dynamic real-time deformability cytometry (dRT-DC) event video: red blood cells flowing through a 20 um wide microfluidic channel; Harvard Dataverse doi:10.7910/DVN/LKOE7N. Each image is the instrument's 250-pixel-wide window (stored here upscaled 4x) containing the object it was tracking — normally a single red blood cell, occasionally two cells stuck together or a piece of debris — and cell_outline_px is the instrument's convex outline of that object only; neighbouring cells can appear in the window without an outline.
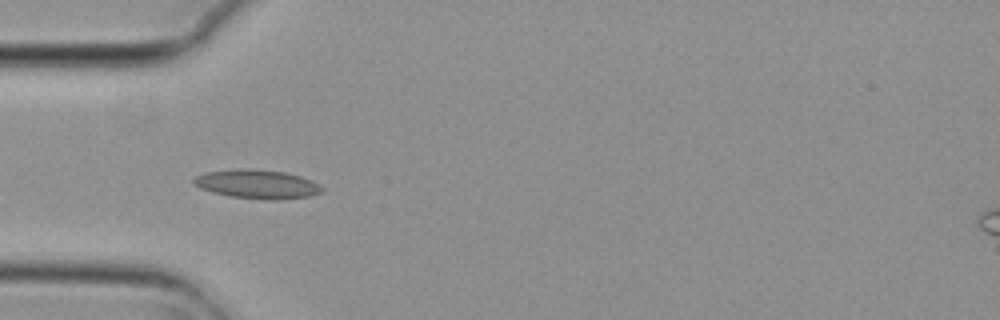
{"species": "common noctule bat (a hibernating species)", "species_latin": "Nyctalus noctula", "temperature_condition": "cold", "stored_images_in_passage": 5, "camera_frame_rate_fps": 3000, "um_per_image_px": 0.085, "animal": {"sex": "female", "body_mass_g": 29.2, "forearm_length_mm": 56.3}, "frame": {"image": 1, "passage_image": 4, "time_ms": 1.0, "image_size_px": [1000, 320], "cell_outline_px": [[324, 192], [308, 196], [280, 200], [272, 200], [228, 196], [212, 192], [200, 188], [192, 184], [192, 180], [196, 176], [204, 172], [236, 168], [252, 168], [284, 172], [300, 176], [312, 180], [320, 184], [324, 188]], "centroid_in_image_um": [21.85, 15.64], "position_along_channel_um": 63.1, "area_um2": 21.96}}
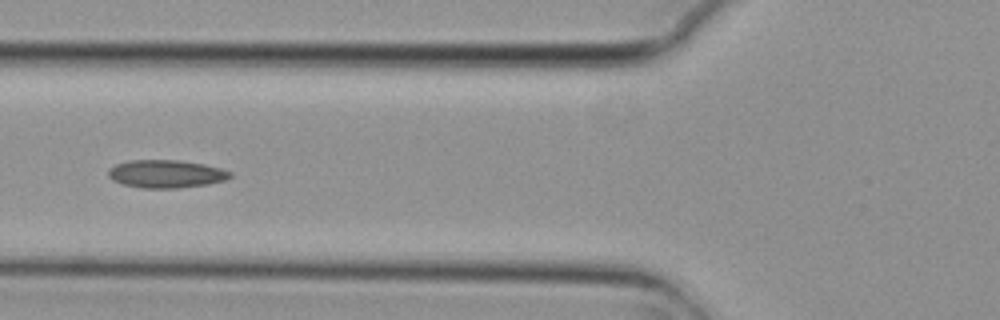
{"frame": {"image": 2, "passage_image": 5, "time_ms": 1.333, "image_size_px": [1000, 320], "cell_outline_px": [[232, 176], [224, 180], [208, 184], [176, 188], [140, 188], [124, 184], [112, 180], [108, 176], [108, 168], [116, 164], [128, 160], [180, 160], [204, 164], [220, 168], [232, 172]], "centroid_in_image_um": [14.09, 14.77], "position_along_channel_um": 111.7, "area_um2": 19.88}}